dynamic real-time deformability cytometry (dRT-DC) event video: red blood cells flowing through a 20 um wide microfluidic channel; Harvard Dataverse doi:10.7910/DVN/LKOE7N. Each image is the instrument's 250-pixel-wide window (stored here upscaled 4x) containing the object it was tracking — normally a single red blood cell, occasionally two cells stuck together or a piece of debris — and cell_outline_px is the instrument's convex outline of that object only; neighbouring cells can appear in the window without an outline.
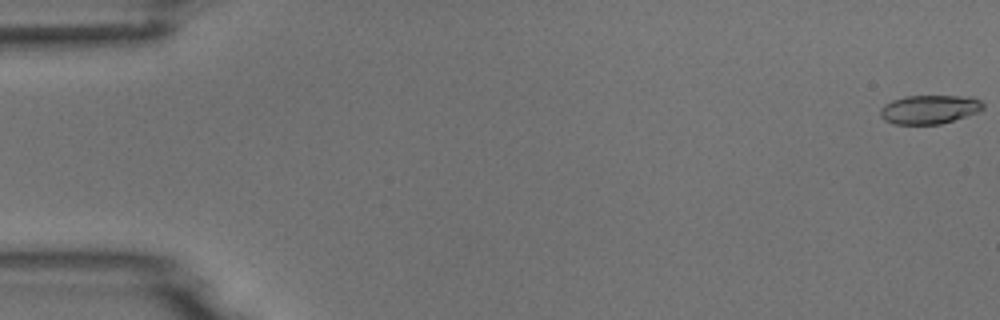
{"species": "common noctule bat (a hibernating species)", "species_latin": "Nyctalus noctula", "temperature_condition": "room temperature", "stored_images_in_passage": 4, "camera_frame_rate_fps": 3000, "um_per_image_px": 0.085, "animal": {"sex": "male", "body_mass_g": 18.8}, "frame": {"image": 1, "passage_image": 1, "time_ms": 0.0, "image_size_px": [1000, 320], "cell_outline_px": [[984, 108], [976, 112], [940, 124], [896, 124], [884, 120], [880, 116], [880, 108], [884, 104], [892, 100], [908, 96], [968, 96], [980, 100], [984, 104]], "centroid_in_image_um": [78.97, 9.29], "position_along_channel_um": 6.0, "area_um2": 17.11}}
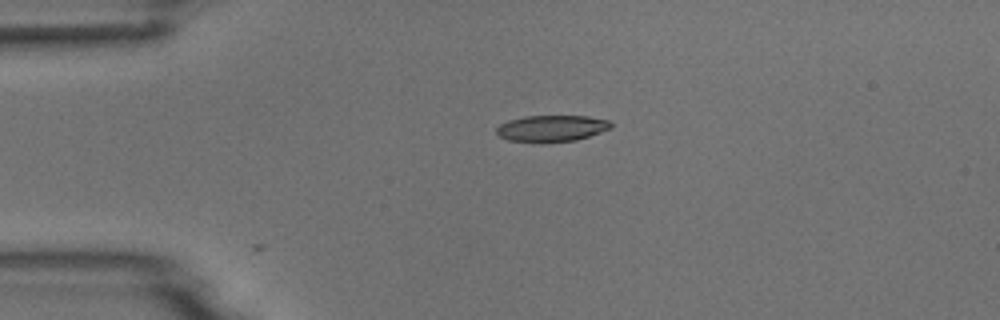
{"frame": {"image": 2, "passage_image": 4, "time_ms": 4.0, "image_size_px": [1000, 320], "cell_outline_px": [[612, 128], [576, 140], [508, 140], [500, 136], [496, 132], [496, 128], [500, 124], [508, 120], [524, 116], [588, 116], [608, 120], [612, 124]], "centroid_in_image_um": [46.91, 10.86], "position_along_channel_um": 38.1, "area_um2": 16.94}}